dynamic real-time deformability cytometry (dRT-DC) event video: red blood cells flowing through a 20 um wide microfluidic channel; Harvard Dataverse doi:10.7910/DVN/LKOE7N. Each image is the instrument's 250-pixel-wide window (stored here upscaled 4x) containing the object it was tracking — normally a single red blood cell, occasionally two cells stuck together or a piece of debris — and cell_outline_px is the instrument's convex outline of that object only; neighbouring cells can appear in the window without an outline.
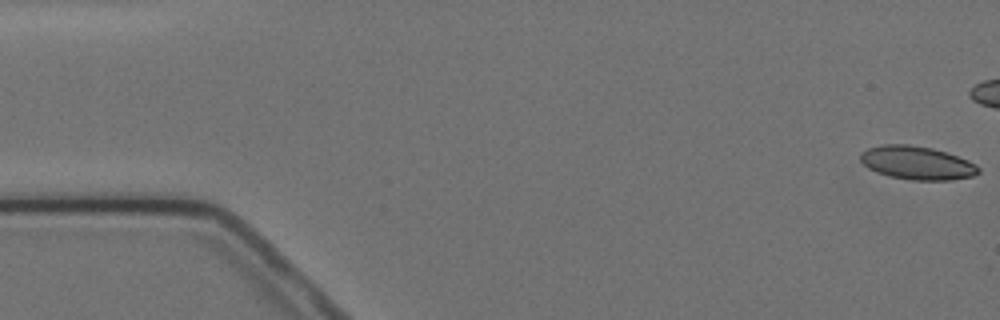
{"species": "Egyptian fruit bat (a non-hibernating species)", "species_latin": "Rousettus aegyptiacus", "temperature_condition": "cold", "stored_images_in_passage": 6, "camera_frame_rate_fps": 3000, "um_per_image_px": 0.085, "animal": {"sex": "female"}, "frame": {"image": 1, "passage_image": 1, "time_ms": 0.0, "image_size_px": [1000, 320], "cell_outline_px": [[980, 172], [972, 176], [952, 180], [912, 180], [888, 176], [876, 172], [868, 168], [860, 160], [860, 152], [868, 148], [880, 144], [908, 144], [932, 148], [968, 160], [976, 164], [980, 168]], "centroid_in_image_um": [77.92, 13.84], "position_along_channel_um": 7.1, "area_um2": 23.06}}